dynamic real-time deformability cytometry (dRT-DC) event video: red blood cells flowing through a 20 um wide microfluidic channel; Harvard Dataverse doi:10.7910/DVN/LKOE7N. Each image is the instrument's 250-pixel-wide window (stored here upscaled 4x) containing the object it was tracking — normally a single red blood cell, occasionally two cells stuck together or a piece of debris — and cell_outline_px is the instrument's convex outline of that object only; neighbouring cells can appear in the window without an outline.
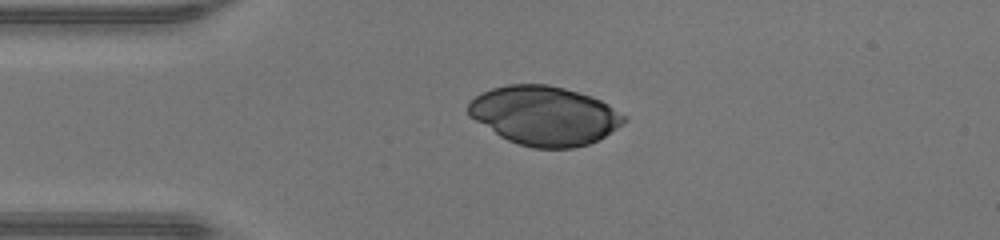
{"species": "human", "species_latin": "Homo sapiens", "temperature_condition": "warm", "stored_images_in_passage": 36, "camera_frame_rate_fps": 3000, "um_per_image_px": 0.085, "donor": {"sex": "male"}, "frame": {"image": 1, "passage_image": 1, "time_ms": 0.0, "image_size_px": [1000, 240], "cell_outline_px": [[628, 120], [604, 136], [588, 144], [572, 148], [532, 148], [508, 140], [500, 136], [468, 116], [468, 104], [476, 96], [492, 88], [508, 84], [548, 84], [564, 88], [592, 96], [608, 104], [628, 116]], "centroid_in_image_um": [46.29, 9.82], "position_along_channel_um": 38.7, "area_um2": 53.47}}
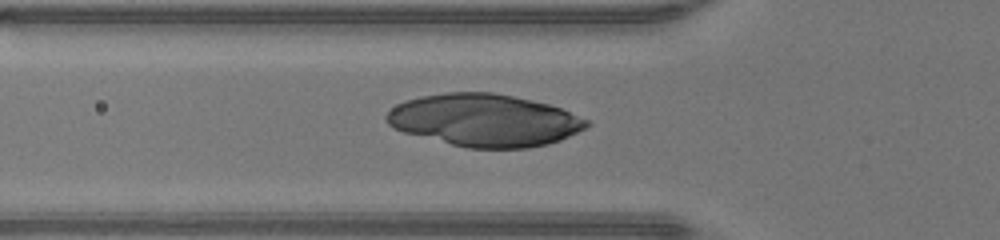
{"frame": {"image": 2, "passage_image": 6, "time_ms": 1.667, "image_size_px": [1000, 240], "cell_outline_px": [[592, 124], [560, 140], [548, 144], [528, 148], [468, 148], [404, 132], [392, 128], [384, 120], [384, 116], [396, 104], [404, 100], [420, 96], [444, 92], [492, 92], [532, 100], [548, 104], [560, 108], [588, 120]], "centroid_in_image_um": [41.13, 10.21], "position_along_channel_um": 84.7, "area_um2": 60.98}}
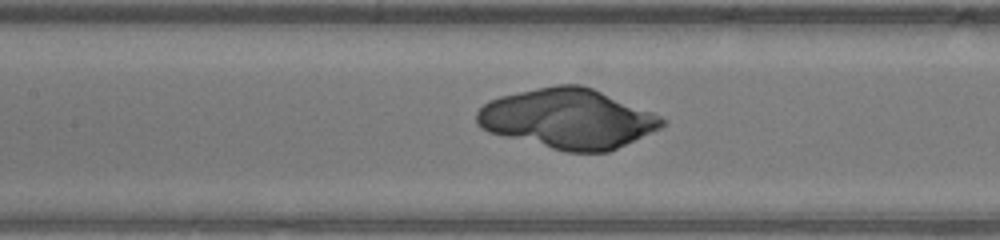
{"frame": {"image": 3, "passage_image": 11, "time_ms": 3.333, "image_size_px": [1000, 240], "cell_outline_px": [[664, 124], [660, 128], [608, 152], [564, 152], [488, 132], [480, 128], [476, 124], [476, 112], [488, 100], [500, 96], [536, 88], [556, 84], [580, 84], [592, 88], [652, 112], [660, 116], [664, 120]], "centroid_in_image_um": [48.21, 10.09], "position_along_channel_um": 159.2, "area_um2": 64.27}}